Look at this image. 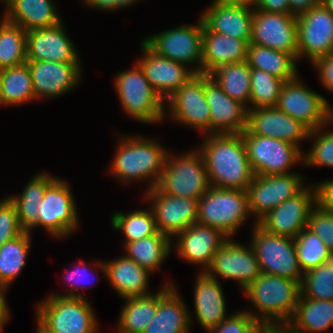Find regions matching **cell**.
Here are the masks:
<instances>
[{"mask_svg":"<svg viewBox=\"0 0 333 333\" xmlns=\"http://www.w3.org/2000/svg\"><path fill=\"white\" fill-rule=\"evenodd\" d=\"M199 151L206 163L210 186L247 190L254 173L242 134H207Z\"/></svg>","mask_w":333,"mask_h":333,"instance_id":"1","label":"cell"},{"mask_svg":"<svg viewBox=\"0 0 333 333\" xmlns=\"http://www.w3.org/2000/svg\"><path fill=\"white\" fill-rule=\"evenodd\" d=\"M157 142L143 137L122 136L118 139V149L108 171L125 183L151 179L147 189H153L161 178L168 154Z\"/></svg>","mask_w":333,"mask_h":333,"instance_id":"2","label":"cell"},{"mask_svg":"<svg viewBox=\"0 0 333 333\" xmlns=\"http://www.w3.org/2000/svg\"><path fill=\"white\" fill-rule=\"evenodd\" d=\"M243 293L261 313L249 312L254 319L270 320L285 327L295 313L301 291L300 283L294 280L262 273Z\"/></svg>","mask_w":333,"mask_h":333,"instance_id":"3","label":"cell"},{"mask_svg":"<svg viewBox=\"0 0 333 333\" xmlns=\"http://www.w3.org/2000/svg\"><path fill=\"white\" fill-rule=\"evenodd\" d=\"M37 307L38 333H97L96 316L85 298L49 295Z\"/></svg>","mask_w":333,"mask_h":333,"instance_id":"4","label":"cell"},{"mask_svg":"<svg viewBox=\"0 0 333 333\" xmlns=\"http://www.w3.org/2000/svg\"><path fill=\"white\" fill-rule=\"evenodd\" d=\"M157 187L171 196L194 200L203 197L211 186L202 153L190 150L174 157L168 152Z\"/></svg>","mask_w":333,"mask_h":333,"instance_id":"5","label":"cell"},{"mask_svg":"<svg viewBox=\"0 0 333 333\" xmlns=\"http://www.w3.org/2000/svg\"><path fill=\"white\" fill-rule=\"evenodd\" d=\"M246 190L210 187L198 200L197 222L220 230L231 238L248 216Z\"/></svg>","mask_w":333,"mask_h":333,"instance_id":"6","label":"cell"},{"mask_svg":"<svg viewBox=\"0 0 333 333\" xmlns=\"http://www.w3.org/2000/svg\"><path fill=\"white\" fill-rule=\"evenodd\" d=\"M115 89L125 113L141 123H159L166 115V105L151 84L139 64L121 71L114 78Z\"/></svg>","mask_w":333,"mask_h":333,"instance_id":"7","label":"cell"},{"mask_svg":"<svg viewBox=\"0 0 333 333\" xmlns=\"http://www.w3.org/2000/svg\"><path fill=\"white\" fill-rule=\"evenodd\" d=\"M249 243L258 259L261 273L277 275L301 284L303 272L297 258L294 238L273 234L254 224Z\"/></svg>","mask_w":333,"mask_h":333,"instance_id":"8","label":"cell"},{"mask_svg":"<svg viewBox=\"0 0 333 333\" xmlns=\"http://www.w3.org/2000/svg\"><path fill=\"white\" fill-rule=\"evenodd\" d=\"M250 167L254 175H286L288 170L303 162V153L292 143L277 138L242 133Z\"/></svg>","mask_w":333,"mask_h":333,"instance_id":"9","label":"cell"},{"mask_svg":"<svg viewBox=\"0 0 333 333\" xmlns=\"http://www.w3.org/2000/svg\"><path fill=\"white\" fill-rule=\"evenodd\" d=\"M298 78L284 83L275 107L310 131L333 122V109L327 99L306 88Z\"/></svg>","mask_w":333,"mask_h":333,"instance_id":"10","label":"cell"},{"mask_svg":"<svg viewBox=\"0 0 333 333\" xmlns=\"http://www.w3.org/2000/svg\"><path fill=\"white\" fill-rule=\"evenodd\" d=\"M203 28L204 23L200 17L196 25H180L153 34L143 41L157 54L168 59L186 66L197 63L198 66L192 70L195 73H202Z\"/></svg>","mask_w":333,"mask_h":333,"instance_id":"11","label":"cell"},{"mask_svg":"<svg viewBox=\"0 0 333 333\" xmlns=\"http://www.w3.org/2000/svg\"><path fill=\"white\" fill-rule=\"evenodd\" d=\"M68 183L55 178L46 188L39 205V226L50 235L66 237L76 230L79 218L77 206Z\"/></svg>","mask_w":333,"mask_h":333,"instance_id":"12","label":"cell"},{"mask_svg":"<svg viewBox=\"0 0 333 333\" xmlns=\"http://www.w3.org/2000/svg\"><path fill=\"white\" fill-rule=\"evenodd\" d=\"M298 60L333 54V13L321 3L297 15Z\"/></svg>","mask_w":333,"mask_h":333,"instance_id":"13","label":"cell"},{"mask_svg":"<svg viewBox=\"0 0 333 333\" xmlns=\"http://www.w3.org/2000/svg\"><path fill=\"white\" fill-rule=\"evenodd\" d=\"M297 15L254 9L250 43L291 54L298 60Z\"/></svg>","mask_w":333,"mask_h":333,"instance_id":"14","label":"cell"},{"mask_svg":"<svg viewBox=\"0 0 333 333\" xmlns=\"http://www.w3.org/2000/svg\"><path fill=\"white\" fill-rule=\"evenodd\" d=\"M305 186L300 174L254 175L247 188L249 213L255 223L285 200L297 195Z\"/></svg>","mask_w":333,"mask_h":333,"instance_id":"15","label":"cell"},{"mask_svg":"<svg viewBox=\"0 0 333 333\" xmlns=\"http://www.w3.org/2000/svg\"><path fill=\"white\" fill-rule=\"evenodd\" d=\"M172 118L189 127L211 134L210 107L205 96V74L196 73L167 101ZM208 131V132H207Z\"/></svg>","mask_w":333,"mask_h":333,"instance_id":"16","label":"cell"},{"mask_svg":"<svg viewBox=\"0 0 333 333\" xmlns=\"http://www.w3.org/2000/svg\"><path fill=\"white\" fill-rule=\"evenodd\" d=\"M205 272L214 279L219 275L236 281L242 291L262 274L251 245H242L230 238L216 251Z\"/></svg>","mask_w":333,"mask_h":333,"instance_id":"17","label":"cell"},{"mask_svg":"<svg viewBox=\"0 0 333 333\" xmlns=\"http://www.w3.org/2000/svg\"><path fill=\"white\" fill-rule=\"evenodd\" d=\"M151 201L155 224L160 233L171 239L197 222L198 200L171 196L157 186L147 190L145 200Z\"/></svg>","mask_w":333,"mask_h":333,"instance_id":"18","label":"cell"},{"mask_svg":"<svg viewBox=\"0 0 333 333\" xmlns=\"http://www.w3.org/2000/svg\"><path fill=\"white\" fill-rule=\"evenodd\" d=\"M315 205L316 189L307 186L269 211L257 223L273 234L295 238L307 228L309 214Z\"/></svg>","mask_w":333,"mask_h":333,"instance_id":"19","label":"cell"},{"mask_svg":"<svg viewBox=\"0 0 333 333\" xmlns=\"http://www.w3.org/2000/svg\"><path fill=\"white\" fill-rule=\"evenodd\" d=\"M143 55L137 63L143 70L151 87L161 97L168 100L185 82L196 73L185 64L168 59L153 51L144 41L141 43Z\"/></svg>","mask_w":333,"mask_h":333,"instance_id":"20","label":"cell"},{"mask_svg":"<svg viewBox=\"0 0 333 333\" xmlns=\"http://www.w3.org/2000/svg\"><path fill=\"white\" fill-rule=\"evenodd\" d=\"M205 96L210 107L211 134H242L247 127L248 108L230 98L205 74Z\"/></svg>","mask_w":333,"mask_h":333,"instance_id":"21","label":"cell"},{"mask_svg":"<svg viewBox=\"0 0 333 333\" xmlns=\"http://www.w3.org/2000/svg\"><path fill=\"white\" fill-rule=\"evenodd\" d=\"M62 23L26 32L27 61L80 62Z\"/></svg>","mask_w":333,"mask_h":333,"instance_id":"22","label":"cell"},{"mask_svg":"<svg viewBox=\"0 0 333 333\" xmlns=\"http://www.w3.org/2000/svg\"><path fill=\"white\" fill-rule=\"evenodd\" d=\"M35 98L59 97L73 90L81 79L80 63L27 61ZM78 83V84H77Z\"/></svg>","mask_w":333,"mask_h":333,"instance_id":"23","label":"cell"},{"mask_svg":"<svg viewBox=\"0 0 333 333\" xmlns=\"http://www.w3.org/2000/svg\"><path fill=\"white\" fill-rule=\"evenodd\" d=\"M246 129L255 135L277 138L292 143L300 150V142L307 139L310 132L300 121L276 107L248 110Z\"/></svg>","mask_w":333,"mask_h":333,"instance_id":"24","label":"cell"},{"mask_svg":"<svg viewBox=\"0 0 333 333\" xmlns=\"http://www.w3.org/2000/svg\"><path fill=\"white\" fill-rule=\"evenodd\" d=\"M178 255L190 263L202 265V271L212 264L216 251L228 240L220 230L198 222L176 235Z\"/></svg>","mask_w":333,"mask_h":333,"instance_id":"25","label":"cell"},{"mask_svg":"<svg viewBox=\"0 0 333 333\" xmlns=\"http://www.w3.org/2000/svg\"><path fill=\"white\" fill-rule=\"evenodd\" d=\"M253 14L254 9L226 5L213 0L200 17L209 31L244 40L249 44Z\"/></svg>","mask_w":333,"mask_h":333,"instance_id":"26","label":"cell"},{"mask_svg":"<svg viewBox=\"0 0 333 333\" xmlns=\"http://www.w3.org/2000/svg\"><path fill=\"white\" fill-rule=\"evenodd\" d=\"M95 264L102 269L104 276H107L112 287L122 299L152 294L148 291L149 286H147L151 273L125 255L109 262L98 261Z\"/></svg>","mask_w":333,"mask_h":333,"instance_id":"27","label":"cell"},{"mask_svg":"<svg viewBox=\"0 0 333 333\" xmlns=\"http://www.w3.org/2000/svg\"><path fill=\"white\" fill-rule=\"evenodd\" d=\"M172 283L158 291V307L144 333H190L191 316Z\"/></svg>","mask_w":333,"mask_h":333,"instance_id":"28","label":"cell"},{"mask_svg":"<svg viewBox=\"0 0 333 333\" xmlns=\"http://www.w3.org/2000/svg\"><path fill=\"white\" fill-rule=\"evenodd\" d=\"M195 314L202 328L219 325L226 317V302L219 280L199 271L194 286Z\"/></svg>","mask_w":333,"mask_h":333,"instance_id":"29","label":"cell"},{"mask_svg":"<svg viewBox=\"0 0 333 333\" xmlns=\"http://www.w3.org/2000/svg\"><path fill=\"white\" fill-rule=\"evenodd\" d=\"M53 0H7L3 16L26 31L48 28L62 22Z\"/></svg>","mask_w":333,"mask_h":333,"instance_id":"30","label":"cell"},{"mask_svg":"<svg viewBox=\"0 0 333 333\" xmlns=\"http://www.w3.org/2000/svg\"><path fill=\"white\" fill-rule=\"evenodd\" d=\"M202 73L209 74L221 65L247 59L248 43L244 40L203 28Z\"/></svg>","mask_w":333,"mask_h":333,"instance_id":"31","label":"cell"},{"mask_svg":"<svg viewBox=\"0 0 333 333\" xmlns=\"http://www.w3.org/2000/svg\"><path fill=\"white\" fill-rule=\"evenodd\" d=\"M294 320V321H293ZM333 325V301L305 298L300 294L285 333H321Z\"/></svg>","mask_w":333,"mask_h":333,"instance_id":"32","label":"cell"},{"mask_svg":"<svg viewBox=\"0 0 333 333\" xmlns=\"http://www.w3.org/2000/svg\"><path fill=\"white\" fill-rule=\"evenodd\" d=\"M55 178L39 173L28 182L20 196H8L17 208L19 223L25 232L30 233L39 227V205L44 199L46 188Z\"/></svg>","mask_w":333,"mask_h":333,"instance_id":"33","label":"cell"},{"mask_svg":"<svg viewBox=\"0 0 333 333\" xmlns=\"http://www.w3.org/2000/svg\"><path fill=\"white\" fill-rule=\"evenodd\" d=\"M297 60L288 53L249 43L246 62L250 68L260 69L286 81L294 80L298 75Z\"/></svg>","mask_w":333,"mask_h":333,"instance_id":"34","label":"cell"},{"mask_svg":"<svg viewBox=\"0 0 333 333\" xmlns=\"http://www.w3.org/2000/svg\"><path fill=\"white\" fill-rule=\"evenodd\" d=\"M209 76L230 98L250 110L251 68L246 61L221 65L210 72Z\"/></svg>","mask_w":333,"mask_h":333,"instance_id":"35","label":"cell"},{"mask_svg":"<svg viewBox=\"0 0 333 333\" xmlns=\"http://www.w3.org/2000/svg\"><path fill=\"white\" fill-rule=\"evenodd\" d=\"M171 241L166 234L157 231L154 235L124 244L125 256L152 273L170 254Z\"/></svg>","mask_w":333,"mask_h":333,"instance_id":"36","label":"cell"},{"mask_svg":"<svg viewBox=\"0 0 333 333\" xmlns=\"http://www.w3.org/2000/svg\"><path fill=\"white\" fill-rule=\"evenodd\" d=\"M126 300V301H125ZM116 327L118 333H144L158 307V292L124 299Z\"/></svg>","mask_w":333,"mask_h":333,"instance_id":"37","label":"cell"},{"mask_svg":"<svg viewBox=\"0 0 333 333\" xmlns=\"http://www.w3.org/2000/svg\"><path fill=\"white\" fill-rule=\"evenodd\" d=\"M35 99L27 63L0 70L1 105H19Z\"/></svg>","mask_w":333,"mask_h":333,"instance_id":"38","label":"cell"},{"mask_svg":"<svg viewBox=\"0 0 333 333\" xmlns=\"http://www.w3.org/2000/svg\"><path fill=\"white\" fill-rule=\"evenodd\" d=\"M31 235L24 232L0 247V285L9 287L19 275L31 247Z\"/></svg>","mask_w":333,"mask_h":333,"instance_id":"39","label":"cell"},{"mask_svg":"<svg viewBox=\"0 0 333 333\" xmlns=\"http://www.w3.org/2000/svg\"><path fill=\"white\" fill-rule=\"evenodd\" d=\"M26 30L4 18L0 22V70L27 62Z\"/></svg>","mask_w":333,"mask_h":333,"instance_id":"40","label":"cell"},{"mask_svg":"<svg viewBox=\"0 0 333 333\" xmlns=\"http://www.w3.org/2000/svg\"><path fill=\"white\" fill-rule=\"evenodd\" d=\"M112 228L125 234V243H130L154 235L158 230L151 210H135L124 214L115 212L111 218Z\"/></svg>","mask_w":333,"mask_h":333,"instance_id":"41","label":"cell"},{"mask_svg":"<svg viewBox=\"0 0 333 333\" xmlns=\"http://www.w3.org/2000/svg\"><path fill=\"white\" fill-rule=\"evenodd\" d=\"M294 246L303 273L318 267L333 256L326 244L308 228L294 238Z\"/></svg>","mask_w":333,"mask_h":333,"instance_id":"42","label":"cell"},{"mask_svg":"<svg viewBox=\"0 0 333 333\" xmlns=\"http://www.w3.org/2000/svg\"><path fill=\"white\" fill-rule=\"evenodd\" d=\"M300 291L305 298L333 301V256L303 274Z\"/></svg>","mask_w":333,"mask_h":333,"instance_id":"43","label":"cell"},{"mask_svg":"<svg viewBox=\"0 0 333 333\" xmlns=\"http://www.w3.org/2000/svg\"><path fill=\"white\" fill-rule=\"evenodd\" d=\"M284 83L266 71L251 68L250 109L275 107Z\"/></svg>","mask_w":333,"mask_h":333,"instance_id":"44","label":"cell"},{"mask_svg":"<svg viewBox=\"0 0 333 333\" xmlns=\"http://www.w3.org/2000/svg\"><path fill=\"white\" fill-rule=\"evenodd\" d=\"M325 127L326 125L309 132L308 138L314 137L315 141L310 151L303 154L304 165L333 167V130L326 132L323 130Z\"/></svg>","mask_w":333,"mask_h":333,"instance_id":"45","label":"cell"},{"mask_svg":"<svg viewBox=\"0 0 333 333\" xmlns=\"http://www.w3.org/2000/svg\"><path fill=\"white\" fill-rule=\"evenodd\" d=\"M24 232L15 204L8 197L3 198L0 201V247Z\"/></svg>","mask_w":333,"mask_h":333,"instance_id":"46","label":"cell"},{"mask_svg":"<svg viewBox=\"0 0 333 333\" xmlns=\"http://www.w3.org/2000/svg\"><path fill=\"white\" fill-rule=\"evenodd\" d=\"M307 228L316 234L333 254V212L316 204L309 214Z\"/></svg>","mask_w":333,"mask_h":333,"instance_id":"47","label":"cell"},{"mask_svg":"<svg viewBox=\"0 0 333 333\" xmlns=\"http://www.w3.org/2000/svg\"><path fill=\"white\" fill-rule=\"evenodd\" d=\"M219 325L210 327L207 333H247L248 327L256 320L249 311L227 316Z\"/></svg>","mask_w":333,"mask_h":333,"instance_id":"48","label":"cell"},{"mask_svg":"<svg viewBox=\"0 0 333 333\" xmlns=\"http://www.w3.org/2000/svg\"><path fill=\"white\" fill-rule=\"evenodd\" d=\"M85 264H86L85 261L83 262V260H81L78 263L79 267L72 270L68 275L65 276L66 280L68 281V284L70 285V288L72 286H74V289L71 288L70 293H66V294H62V295L61 294L60 295L59 294H51V295H53V296L54 295L63 296V297L85 298L80 292L77 293V289H79V288L81 289L82 287L85 288V285L83 283H84V280L88 277V275H89L88 273L90 272L89 269L86 268ZM81 269H82V271H81ZM79 281H80V283L83 281V283L81 285H79ZM89 283H90V281L88 282V284Z\"/></svg>","mask_w":333,"mask_h":333,"instance_id":"49","label":"cell"},{"mask_svg":"<svg viewBox=\"0 0 333 333\" xmlns=\"http://www.w3.org/2000/svg\"><path fill=\"white\" fill-rule=\"evenodd\" d=\"M312 65L318 70L323 87L333 92V54L315 60Z\"/></svg>","mask_w":333,"mask_h":333,"instance_id":"50","label":"cell"},{"mask_svg":"<svg viewBox=\"0 0 333 333\" xmlns=\"http://www.w3.org/2000/svg\"><path fill=\"white\" fill-rule=\"evenodd\" d=\"M316 189V204L322 209L333 212V179L314 185Z\"/></svg>","mask_w":333,"mask_h":333,"instance_id":"51","label":"cell"},{"mask_svg":"<svg viewBox=\"0 0 333 333\" xmlns=\"http://www.w3.org/2000/svg\"><path fill=\"white\" fill-rule=\"evenodd\" d=\"M85 5L99 8L100 10H116L123 7L132 6L138 0H82Z\"/></svg>","mask_w":333,"mask_h":333,"instance_id":"52","label":"cell"},{"mask_svg":"<svg viewBox=\"0 0 333 333\" xmlns=\"http://www.w3.org/2000/svg\"><path fill=\"white\" fill-rule=\"evenodd\" d=\"M256 9L265 12H275L282 14H293L290 11L288 0H259Z\"/></svg>","mask_w":333,"mask_h":333,"instance_id":"53","label":"cell"},{"mask_svg":"<svg viewBox=\"0 0 333 333\" xmlns=\"http://www.w3.org/2000/svg\"><path fill=\"white\" fill-rule=\"evenodd\" d=\"M247 333H285V328L270 320H255L248 327Z\"/></svg>","mask_w":333,"mask_h":333,"instance_id":"54","label":"cell"},{"mask_svg":"<svg viewBox=\"0 0 333 333\" xmlns=\"http://www.w3.org/2000/svg\"><path fill=\"white\" fill-rule=\"evenodd\" d=\"M290 11L294 15H298L304 11L309 10L317 6L320 3V0H288Z\"/></svg>","mask_w":333,"mask_h":333,"instance_id":"55","label":"cell"},{"mask_svg":"<svg viewBox=\"0 0 333 333\" xmlns=\"http://www.w3.org/2000/svg\"><path fill=\"white\" fill-rule=\"evenodd\" d=\"M7 288L0 285V332L3 330L4 324L9 320V309L4 295Z\"/></svg>","mask_w":333,"mask_h":333,"instance_id":"56","label":"cell"},{"mask_svg":"<svg viewBox=\"0 0 333 333\" xmlns=\"http://www.w3.org/2000/svg\"><path fill=\"white\" fill-rule=\"evenodd\" d=\"M223 4L231 6H243L251 9H255L259 0H218Z\"/></svg>","mask_w":333,"mask_h":333,"instance_id":"57","label":"cell"},{"mask_svg":"<svg viewBox=\"0 0 333 333\" xmlns=\"http://www.w3.org/2000/svg\"><path fill=\"white\" fill-rule=\"evenodd\" d=\"M320 3L333 13V0H320Z\"/></svg>","mask_w":333,"mask_h":333,"instance_id":"58","label":"cell"},{"mask_svg":"<svg viewBox=\"0 0 333 333\" xmlns=\"http://www.w3.org/2000/svg\"><path fill=\"white\" fill-rule=\"evenodd\" d=\"M1 2L5 3V6L7 4V0H0Z\"/></svg>","mask_w":333,"mask_h":333,"instance_id":"59","label":"cell"}]
</instances>
